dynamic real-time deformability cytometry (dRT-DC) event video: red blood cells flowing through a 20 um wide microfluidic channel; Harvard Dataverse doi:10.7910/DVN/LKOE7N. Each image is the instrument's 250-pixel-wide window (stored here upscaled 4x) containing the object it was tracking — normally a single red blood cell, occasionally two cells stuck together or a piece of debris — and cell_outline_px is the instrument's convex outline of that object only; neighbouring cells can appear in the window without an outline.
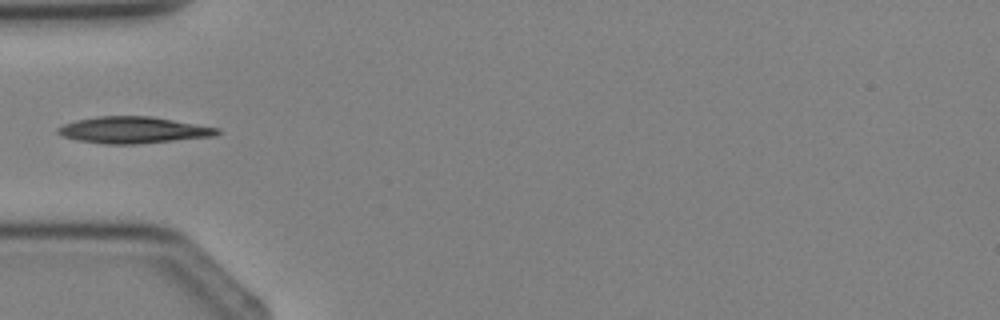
{"species": "Egyptian fruit bat (a non-hibernating species)", "species_latin": "Rousettus aegyptiacus", "temperature_condition": "cold", "stored_images_in_passage": 3, "camera_frame_rate_fps": 3000, "um_per_image_px": 0.085, "animal": {"sex": "female"}, "frame": {"image": 1, "passage_image": 3, "time_ms": 2.333, "image_size_px": [1000, 320], "cell_outline_px": [[220, 132], [216, 136], [136, 144], [104, 144], [76, 140], [64, 136], [56, 132], [56, 128], [64, 124], [76, 120], [96, 116], [152, 116], [220, 128]], "centroid_in_image_um": [11.33, 11.05], "position_along_channel_um": 73.7, "area_um2": 24.74}}